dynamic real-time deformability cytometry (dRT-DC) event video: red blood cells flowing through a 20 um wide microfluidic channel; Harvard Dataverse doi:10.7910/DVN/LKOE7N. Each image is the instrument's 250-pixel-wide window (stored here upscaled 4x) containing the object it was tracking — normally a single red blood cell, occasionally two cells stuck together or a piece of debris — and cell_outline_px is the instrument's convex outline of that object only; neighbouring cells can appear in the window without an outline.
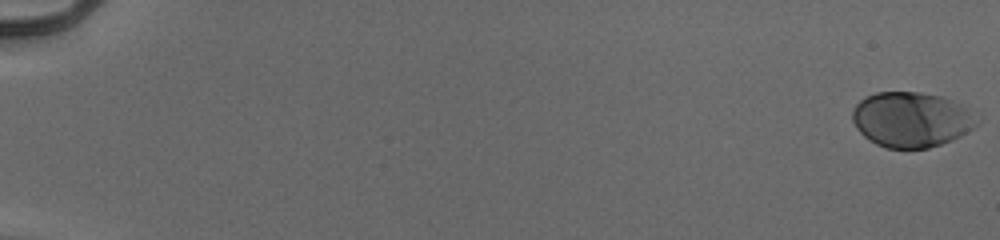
{"species": "human", "species_latin": "Homo sapiens", "temperature_condition": "cold", "stored_images_in_passage": 55, "camera_frame_rate_fps": 3000, "um_per_image_px": 0.085, "donor": {"sex": "male"}, "frame": {"image": 1, "passage_image": 1, "time_ms": 0.0, "image_size_px": [1000, 240], "cell_outline_px": [[980, 120], [972, 128], [960, 136], [952, 140], [928, 148], [884, 148], [868, 140], [856, 128], [852, 120], [852, 112], [856, 104], [864, 96], [876, 92], [920, 92], [944, 96], [964, 108]], "centroid_in_image_um": [77.41, 10.16], "position_along_channel_um": 7.6, "area_um2": 39.94}}
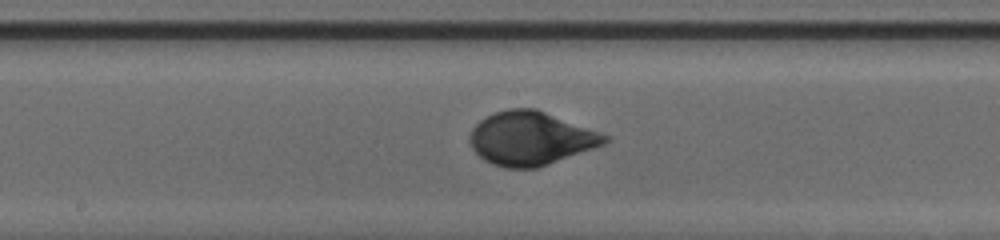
{"frame": {"image": 2, "passage_image": 32, "time_ms": 10.333, "image_size_px": [1000, 240], "cell_outline_px": [[612, 140], [604, 144], [548, 164], [536, 168], [504, 168], [492, 164], [484, 160], [472, 148], [468, 140], [468, 136], [472, 128], [484, 116], [492, 112], [508, 108], [536, 108], [612, 136]], "centroid_in_image_um": [45.1, 11.74], "position_along_channel_um": 203.1, "area_um2": 42.48}}
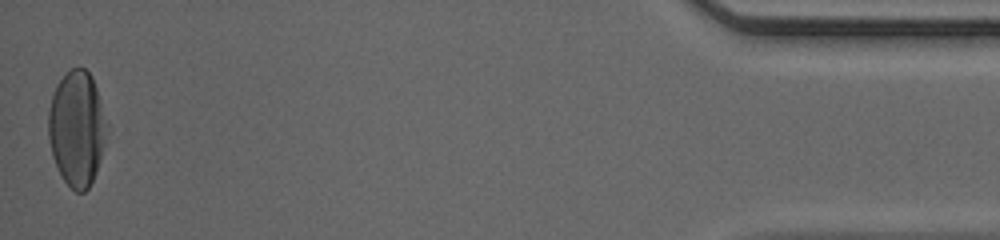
{"frame": {"image": 3, "passage_image": 55, "time_ms": 18.0, "image_size_px": [1000, 240], "cell_outline_px": [[100, 156], [96, 172], [88, 188], [84, 192], [76, 192], [64, 180], [52, 156], [48, 140], [48, 112], [52, 96], [56, 84], [72, 68], [84, 68], [92, 76], [96, 88], [100, 112]], "centroid_in_image_um": [6.41, 10.92], "position_along_channel_um": 428.8, "area_um2": 36.99}, "authors_computed_cell_mechanics": {"area_um2": 39.7664, "velocity_mm_per_s": 3.9464, "shape_relaxation_time_tau1_ms": 3.5441, "shape_relaxation_time_tau2_ms": null, "deformation_change_tau1": 0.1783, "deformation_change_tau2": null}}